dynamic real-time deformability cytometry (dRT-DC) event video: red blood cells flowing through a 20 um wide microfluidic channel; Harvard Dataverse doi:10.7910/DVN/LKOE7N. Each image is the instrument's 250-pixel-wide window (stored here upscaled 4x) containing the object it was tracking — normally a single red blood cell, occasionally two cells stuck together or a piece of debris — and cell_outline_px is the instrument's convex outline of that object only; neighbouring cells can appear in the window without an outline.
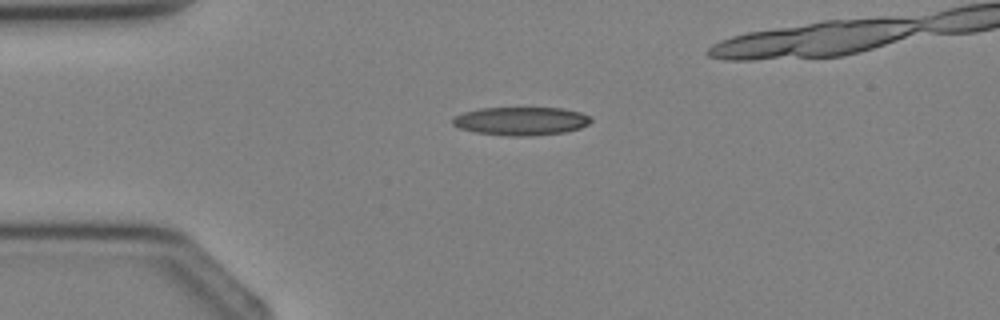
{"species": "Egyptian fruit bat (a non-hibernating species)", "species_latin": "Rousettus aegyptiacus", "temperature_condition": "cold", "stored_images_in_passage": 2, "camera_frame_rate_fps": 3000, "um_per_image_px": 0.085, "animal": {"sex": "female"}, "frame": {"image": 1, "passage_image": 1, "time_ms": 0.0, "image_size_px": [1000, 320], "cell_outline_px": [[592, 120], [588, 124], [580, 128], [564, 132], [532, 136], [508, 136], [476, 132], [460, 128], [452, 124], [452, 116], [464, 112], [480, 108], [564, 108], [580, 112], [588, 116]], "centroid_in_image_um": [44.26, 10.29], "position_along_channel_um": 40.7, "area_um2": 22.83}}